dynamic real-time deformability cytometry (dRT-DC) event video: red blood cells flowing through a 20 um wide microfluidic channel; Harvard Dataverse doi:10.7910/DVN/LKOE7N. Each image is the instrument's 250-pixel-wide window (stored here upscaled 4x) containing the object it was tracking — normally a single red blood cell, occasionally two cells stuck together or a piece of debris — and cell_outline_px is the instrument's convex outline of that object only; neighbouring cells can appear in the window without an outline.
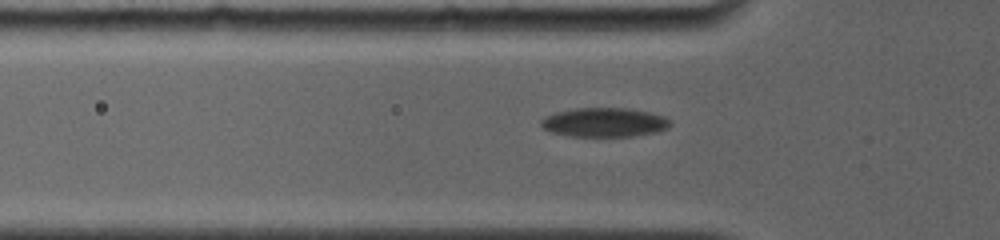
{"species": "common noctule bat (a hibernating species)", "species_latin": "Nyctalus noctula", "temperature_condition": "room temperature", "stored_images_in_passage": 36, "camera_frame_rate_fps": 4000, "um_per_image_px": 0.085, "animal": {"sex": "female", "body_mass_g": 19.0, "forearm_length_mm": 56.7}, "frame": {"image": 1, "passage_image": 2, "time_ms": 0.25, "image_size_px": [1000, 240], "cell_outline_px": [[672, 124], [668, 128], [656, 132], [632, 136], [572, 136], [552, 132], [544, 128], [540, 124], [540, 120], [544, 116], [556, 112], [576, 108], [628, 108], [648, 112], [664, 116], [672, 120]], "centroid_in_image_um": [51.39, 10.39], "position_along_channel_um": 74.4, "area_um2": 21.96}}
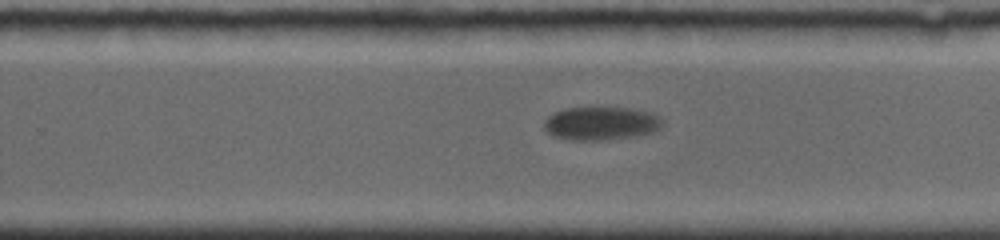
{"frame": {"image": 2, "passage_image": 20, "time_ms": 6.0, "image_size_px": [1000, 240], "cell_outline_px": [[664, 124], [656, 132], [636, 136], [600, 140], [572, 140], [552, 136], [544, 128], [544, 120], [548, 116], [564, 108], [632, 108], [652, 112], [660, 116], [664, 120]], "centroid_in_image_um": [51.14, 10.49], "position_along_channel_um": 278.7, "area_um2": 23.24}}
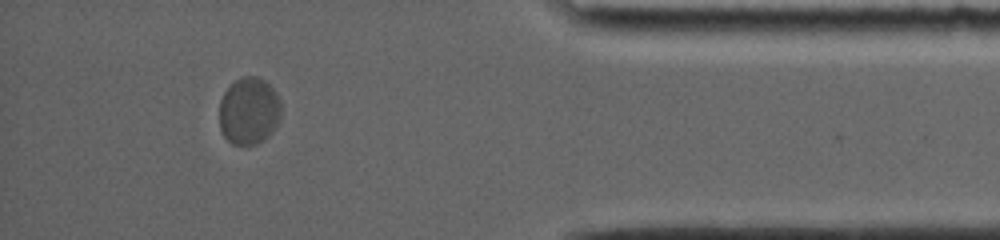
{"frame": {"image": 3, "passage_image": 35, "time_ms": 10.5, "image_size_px": [1000, 240], "cell_outline_px": [[280, 120], [272, 132], [264, 140], [256, 144], [232, 144], [224, 136], [220, 128], [220, 100], [224, 92], [240, 76], [256, 76], [264, 80], [276, 92], [280, 100]], "centroid_in_image_um": [21.17, 9.43], "position_along_channel_um": 414.0, "area_um2": 24.22}}